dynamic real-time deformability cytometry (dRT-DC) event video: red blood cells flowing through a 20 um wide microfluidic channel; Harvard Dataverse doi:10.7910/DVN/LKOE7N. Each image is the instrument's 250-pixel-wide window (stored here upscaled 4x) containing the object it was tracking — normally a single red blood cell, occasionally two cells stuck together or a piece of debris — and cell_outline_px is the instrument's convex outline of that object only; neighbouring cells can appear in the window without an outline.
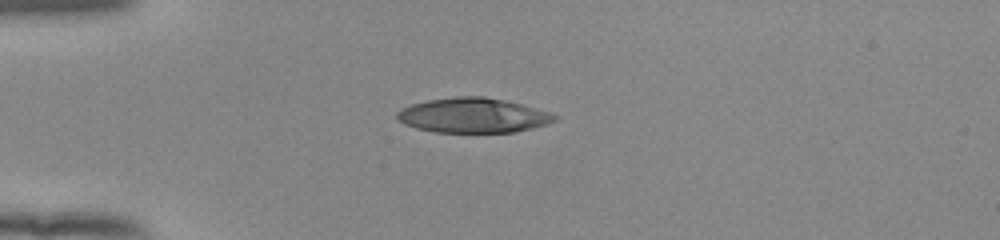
{"species": "human", "species_latin": "Homo sapiens", "temperature_condition": "room temperature", "stored_images_in_passage": 40, "camera_frame_rate_fps": 3000, "um_per_image_px": 0.085, "donor": {"sex": "female"}, "frame": {"image": 1, "passage_image": 1, "time_ms": 0.0, "image_size_px": [1000, 240], "cell_outline_px": [[560, 116], [556, 120], [548, 124], [532, 128], [512, 132], [436, 132], [416, 128], [404, 124], [396, 120], [396, 112], [400, 108], [412, 104], [428, 100], [456, 96], [484, 96], [504, 100], [552, 112]], "centroid_in_image_um": [40.21, 9.8], "position_along_channel_um": 44.8, "area_um2": 32.14}}
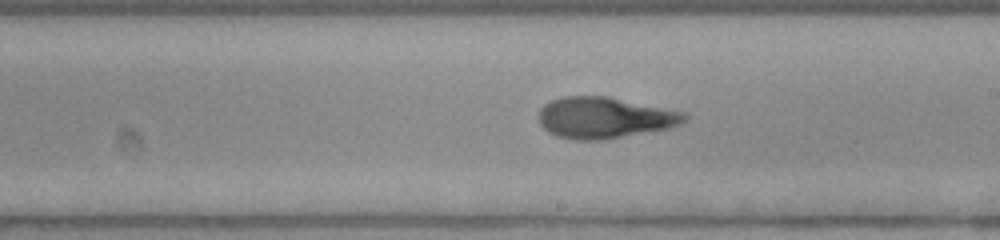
{"frame": {"image": 2, "passage_image": 18, "time_ms": 5.667, "image_size_px": [1000, 240], "cell_outline_px": [[688, 120], [680, 124], [668, 128], [600, 140], [576, 140], [556, 136], [548, 132], [540, 124], [536, 116], [540, 108], [544, 104], [552, 100], [564, 96], [608, 96], [684, 112], [688, 116]], "centroid_in_image_um": [51.34, 10.0], "position_along_channel_um": 237.7, "area_um2": 35.03}}
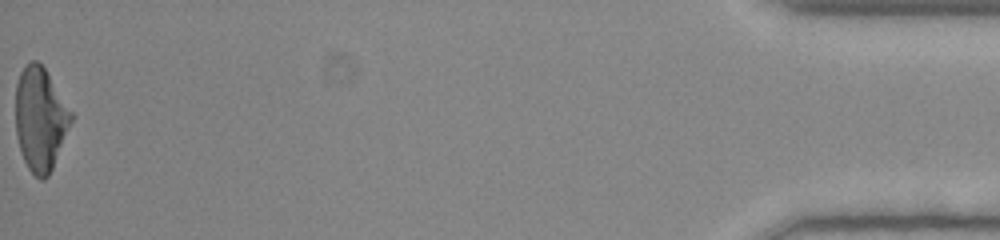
{"frame": {"image": 3, "passage_image": 40, "time_ms": 13.0, "image_size_px": [1000, 240], "cell_outline_px": [[72, 120], [52, 168], [48, 176], [44, 180], [40, 180], [28, 168], [24, 160], [20, 148], [16, 132], [16, 84], [20, 72], [32, 60], [36, 60], [44, 68], [72, 112]], "centroid_in_image_um": [3.41, 10.12], "position_along_channel_um": 431.8, "area_um2": 32.83}, "authors_computed_cell_mechanics": {"area_um2": 34.0731, "velocity_mm_per_s": 3.889, "shape_relaxation_time_tau1_ms": 10.0787, "shape_relaxation_time_tau2_ms": 1.3587, "deformation_change_tau1": 0.3485, "deformation_change_tau2": 0.0844}}